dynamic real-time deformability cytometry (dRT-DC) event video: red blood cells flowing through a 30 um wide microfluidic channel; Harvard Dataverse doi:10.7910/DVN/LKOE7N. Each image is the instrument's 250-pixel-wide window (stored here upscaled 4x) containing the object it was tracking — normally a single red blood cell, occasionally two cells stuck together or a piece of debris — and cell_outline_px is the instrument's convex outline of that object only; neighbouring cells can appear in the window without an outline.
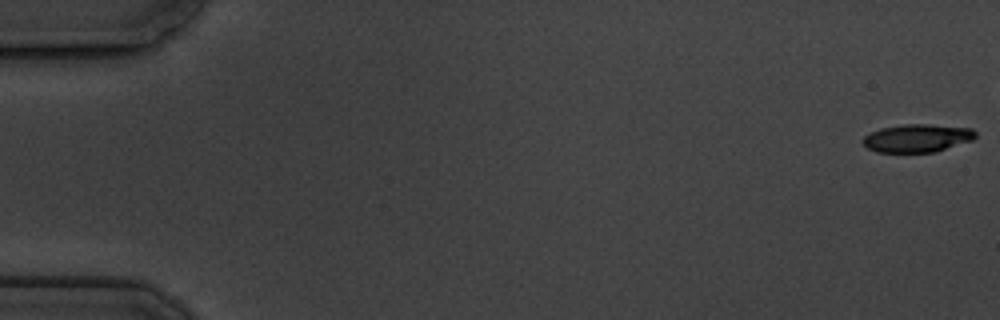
{"species": "common noctule bat (a hibernating species)", "species_latin": "Nyctalus noctula", "temperature_condition": "cold", "stored_images_in_passage": 8, "camera_frame_rate_fps": 3000, "um_per_image_px": 0.085, "animal": {"sex": "male", "body_mass_g": 19.5, "forearm_length_mm": 54.6}, "frame": {"image": 1, "passage_image": 1, "time_ms": 0.0, "image_size_px": [1000, 320], "cell_outline_px": [[976, 136], [972, 140], [936, 152], [876, 152], [868, 148], [860, 140], [864, 136], [880, 128], [904, 124], [928, 124], [972, 128], [976, 132]], "centroid_in_image_um": [77.96, 11.74], "position_along_channel_um": 7.0, "area_um2": 18.44}}